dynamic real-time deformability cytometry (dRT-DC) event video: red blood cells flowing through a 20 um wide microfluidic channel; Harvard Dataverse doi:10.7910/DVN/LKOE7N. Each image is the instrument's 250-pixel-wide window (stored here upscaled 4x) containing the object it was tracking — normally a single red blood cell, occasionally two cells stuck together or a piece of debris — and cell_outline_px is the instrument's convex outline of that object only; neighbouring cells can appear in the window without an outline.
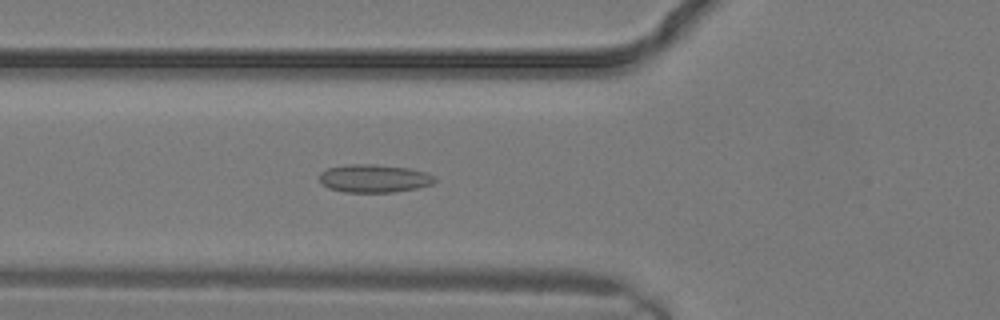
{"species": "common noctule bat (a hibernating species)", "species_latin": "Nyctalus noctula", "temperature_condition": "warm", "stored_images_in_passage": 7, "camera_frame_rate_fps": 3000, "um_per_image_px": 0.085, "animal": {"sex": "male", "body_mass_g": 19.2, "forearm_length_mm": 51.8}, "frame": {"image": 1, "passage_image": 2, "time_ms": 0.333, "image_size_px": [1000, 320], "cell_outline_px": [[436, 180], [432, 184], [416, 188], [392, 192], [344, 192], [328, 188], [320, 180], [320, 172], [328, 168], [348, 164], [372, 164], [408, 168], [424, 172], [436, 176]], "centroid_in_image_um": [31.79, 15.16], "position_along_channel_um": 94.0, "area_um2": 18.73}}
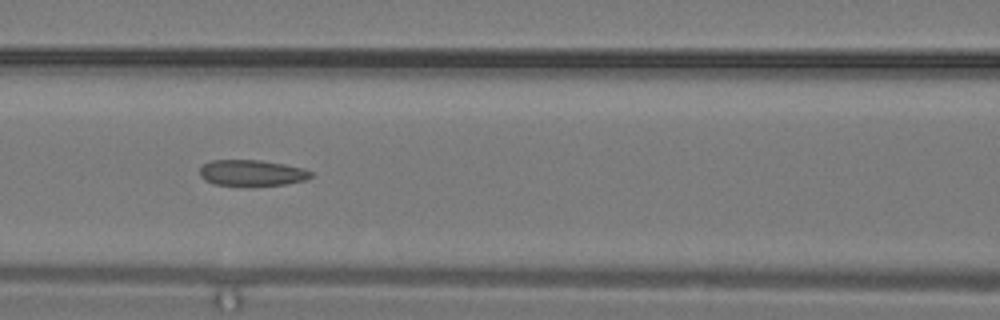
{"frame": {"image": 2, "passage_image": 4, "time_ms": 1.0, "image_size_px": [1000, 320], "cell_outline_px": [[312, 176], [304, 180], [284, 184], [216, 184], [204, 180], [200, 176], [200, 168], [204, 164], [212, 160], [260, 160], [284, 164], [304, 168], [312, 172]], "centroid_in_image_um": [21.4, 14.66], "position_along_channel_um": 145.2, "area_um2": 16.36}}
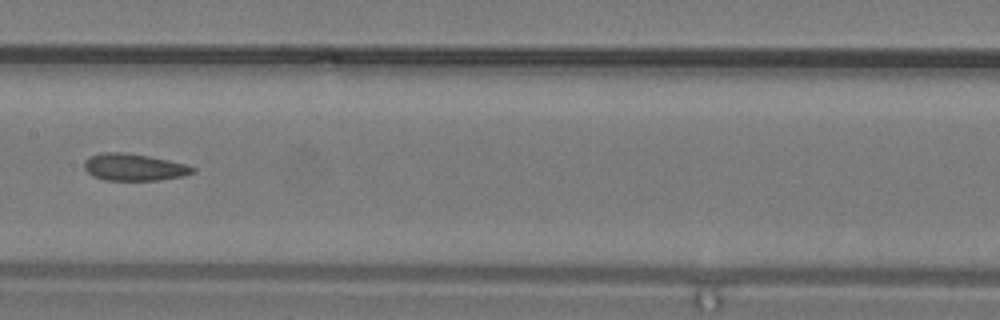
{"frame": {"image": 3, "passage_image": 6, "time_ms": 1.667, "image_size_px": [1000, 320], "cell_outline_px": [[196, 172], [180, 176], [160, 180], [104, 180], [92, 176], [84, 168], [84, 160], [88, 156], [100, 152], [124, 152], [148, 156], [168, 160], [184, 164], [196, 168]], "centroid_in_image_um": [11.34, 14.2], "position_along_channel_um": 196.1, "area_um2": 17.11}}